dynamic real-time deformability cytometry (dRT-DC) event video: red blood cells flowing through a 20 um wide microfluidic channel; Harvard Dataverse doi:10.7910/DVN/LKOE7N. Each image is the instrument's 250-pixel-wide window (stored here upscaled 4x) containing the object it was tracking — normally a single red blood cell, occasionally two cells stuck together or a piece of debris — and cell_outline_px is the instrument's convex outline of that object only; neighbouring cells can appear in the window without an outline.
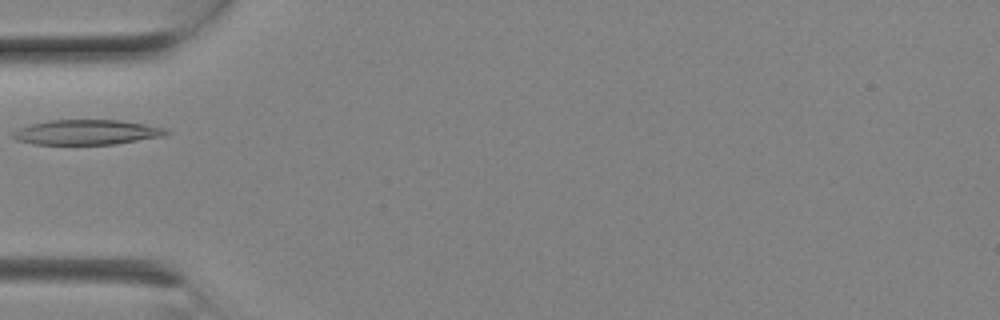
{"species": "Egyptian fruit bat (a non-hibernating species)", "species_latin": "Rousettus aegyptiacus", "temperature_condition": "room temperature", "stored_images_in_passage": 8, "camera_frame_rate_fps": 3000, "um_per_image_px": 0.085, "animal": {"sex": "female"}, "frame": {"image": 1, "passage_image": 5, "time_ms": 1.333, "image_size_px": [1000, 320], "cell_outline_px": [[172, 132], [164, 136], [116, 144], [32, 144], [16, 140], [12, 136], [12, 132], [28, 124], [48, 120], [120, 120], [168, 128]], "centroid_in_image_um": [7.39, 11.24], "position_along_channel_um": 77.6, "area_um2": 22.48}}
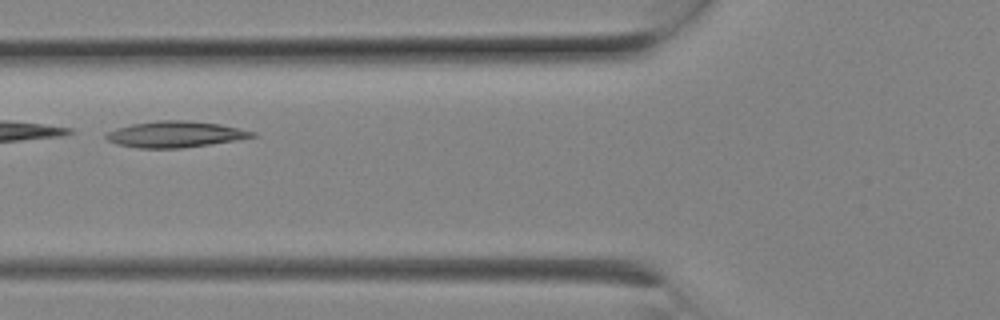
{"frame": {"image": 2, "passage_image": 6, "time_ms": 1.667, "image_size_px": [1000, 320], "cell_outline_px": [[256, 136], [236, 140], [184, 148], [136, 148], [116, 144], [108, 140], [104, 136], [108, 132], [116, 128], [132, 124], [156, 120], [188, 120], [220, 124], [256, 132]], "centroid_in_image_um": [14.88, 11.41], "position_along_channel_um": 110.9, "area_um2": 22.31}}